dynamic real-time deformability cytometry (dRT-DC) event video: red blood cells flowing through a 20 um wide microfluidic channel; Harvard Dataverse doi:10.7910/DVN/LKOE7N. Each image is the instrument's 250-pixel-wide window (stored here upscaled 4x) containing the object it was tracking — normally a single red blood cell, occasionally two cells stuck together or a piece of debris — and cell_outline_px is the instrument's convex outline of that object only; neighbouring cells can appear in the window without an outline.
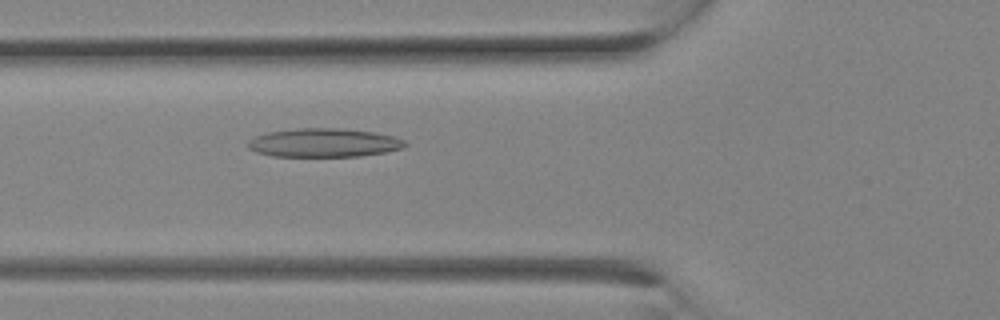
{"species": "Egyptian fruit bat (a non-hibernating species)", "species_latin": "Rousettus aegyptiacus", "temperature_condition": "room temperature", "stored_images_in_passage": 3, "camera_frame_rate_fps": 3000, "um_per_image_px": 0.085, "animal": {"sex": "female"}, "frame": {"image": 1, "passage_image": 3, "time_ms": 0.667, "image_size_px": [1000, 320], "cell_outline_px": [[408, 144], [404, 148], [384, 152], [360, 156], [272, 156], [256, 152], [248, 148], [248, 140], [256, 136], [268, 132], [296, 128], [340, 128], [376, 132], [392, 136], [404, 140]], "centroid_in_image_um": [27.53, 12.13], "position_along_channel_um": 98.3, "area_um2": 26.3}}